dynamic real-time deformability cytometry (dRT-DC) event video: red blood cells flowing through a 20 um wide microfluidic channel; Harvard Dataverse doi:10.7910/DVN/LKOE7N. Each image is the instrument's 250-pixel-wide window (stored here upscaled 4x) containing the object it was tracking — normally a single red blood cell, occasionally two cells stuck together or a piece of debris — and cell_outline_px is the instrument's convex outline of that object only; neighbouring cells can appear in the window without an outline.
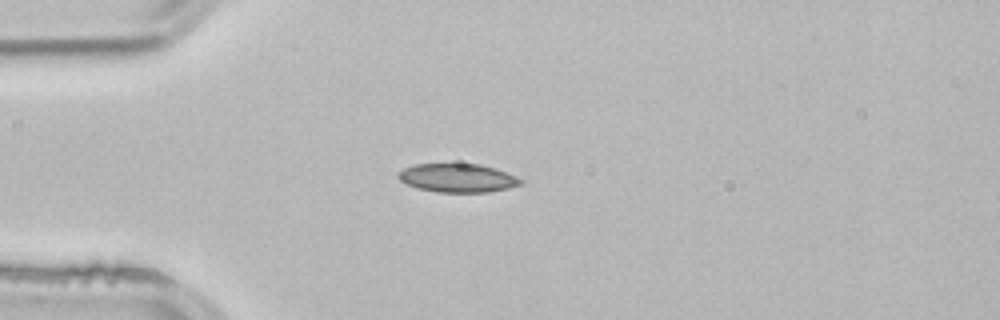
{"species": "common noctule bat (a hibernating species)", "species_latin": "Nyctalus noctula", "temperature_condition": "room temperature", "stored_images_in_passage": 2, "camera_frame_rate_fps": 3000, "um_per_image_px": 0.085, "animal": {"sex": "male", "body_mass_g": 21.5, "forearm_length_mm": 52.0}, "frame": {"image": 1, "passage_image": 2, "time_ms": 0.333, "image_size_px": [1000, 320], "cell_outline_px": [[524, 184], [508, 188], [488, 192], [436, 192], [416, 188], [400, 180], [396, 176], [404, 168], [416, 164], [480, 164], [516, 176], [524, 180]], "centroid_in_image_um": [38.91, 15.14], "position_along_channel_um": 46.1, "area_um2": 20.29}}